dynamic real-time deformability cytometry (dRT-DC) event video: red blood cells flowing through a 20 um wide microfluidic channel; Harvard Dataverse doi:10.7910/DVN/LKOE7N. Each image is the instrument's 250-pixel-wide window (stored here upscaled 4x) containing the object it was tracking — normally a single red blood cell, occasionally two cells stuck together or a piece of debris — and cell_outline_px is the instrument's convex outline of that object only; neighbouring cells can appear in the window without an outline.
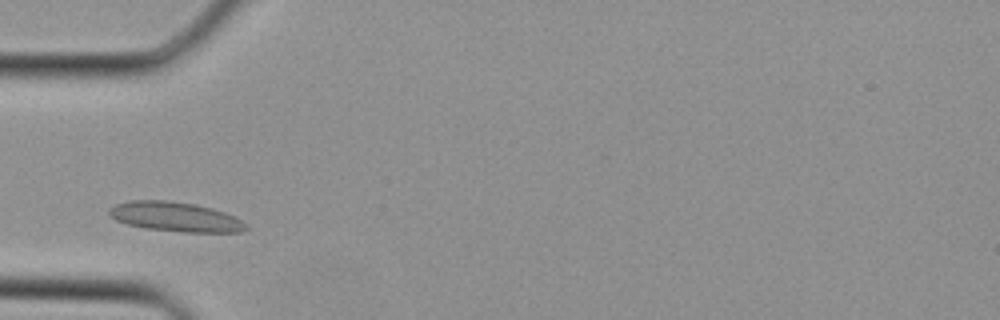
{"species": "Egyptian fruit bat (a non-hibernating species)", "species_latin": "Rousettus aegyptiacus", "temperature_condition": "cold", "stored_images_in_passage": 27, "camera_frame_rate_fps": 3000, "um_per_image_px": 0.085, "animal": {"sex": "female"}, "frame": {"image": 1, "passage_image": 2, "time_ms": 0.333, "image_size_px": [1000, 320], "cell_outline_px": [[248, 228], [240, 232], [184, 232], [148, 228], [128, 224], [116, 220], [108, 216], [108, 208], [116, 204], [128, 200], [168, 200], [196, 204], [212, 208], [224, 212], [248, 224]], "centroid_in_image_um": [14.88, 18.41], "position_along_channel_um": 70.1, "area_um2": 23.58}}
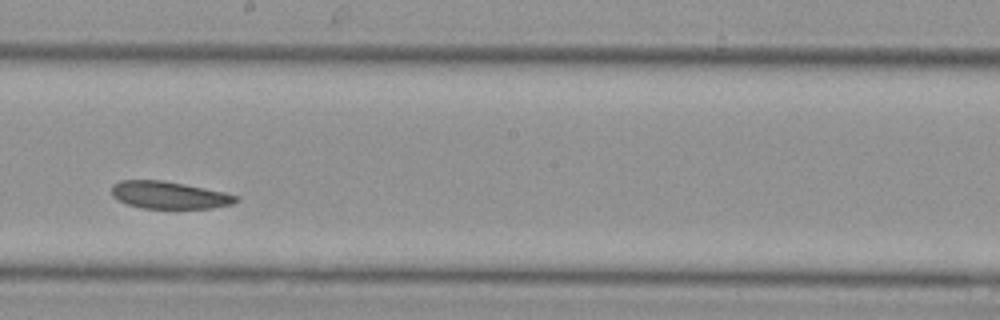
{"frame": {"image": 2, "passage_image": 11, "time_ms": 3.333, "image_size_px": [1000, 320], "cell_outline_px": [[240, 200], [232, 204], [212, 208], [144, 208], [128, 204], [112, 196], [112, 184], [120, 180], [164, 180], [224, 192], [240, 196]], "centroid_in_image_um": [14.4, 16.57], "position_along_channel_um": 233.8, "area_um2": 19.77}}
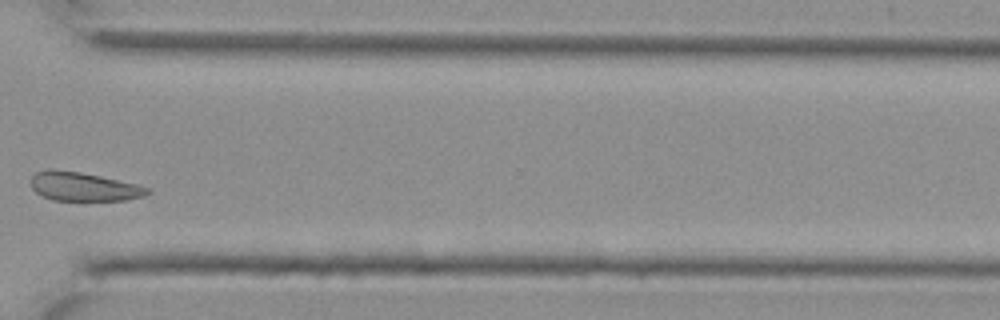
{"frame": {"image": 3, "passage_image": 18, "time_ms": 5.667, "image_size_px": [1000, 320], "cell_outline_px": [[148, 192], [144, 196], [124, 200], [52, 200], [40, 196], [32, 188], [32, 176], [36, 172], [48, 168], [52, 168], [80, 172], [140, 184], [148, 188]], "centroid_in_image_um": [7.07, 15.85], "position_along_channel_um": 363.5, "area_um2": 19.59}}